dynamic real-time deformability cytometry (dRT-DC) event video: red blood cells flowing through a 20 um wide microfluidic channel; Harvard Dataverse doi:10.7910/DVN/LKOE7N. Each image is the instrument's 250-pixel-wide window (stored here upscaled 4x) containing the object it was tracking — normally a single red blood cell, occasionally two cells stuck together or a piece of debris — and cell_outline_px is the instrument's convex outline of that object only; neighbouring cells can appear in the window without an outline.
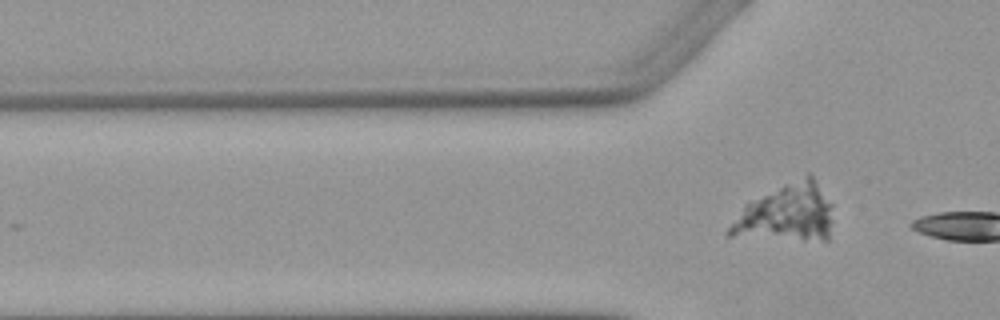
{"species": "Egyptian fruit bat (a non-hibernating species)", "species_latin": "Rousettus aegyptiacus", "temperature_condition": "warm", "stored_images_in_passage": 3, "camera_frame_rate_fps": 3000, "um_per_image_px": 0.085, "animal": {"sex": "female"}, "frame": {"image": 1, "passage_image": 3, "time_ms": 2.333, "image_size_px": [1000, 320], "cell_outline_px": [[832, 220], [828, 240], [804, 240], [728, 236], [724, 232], [744, 204], [808, 172], [812, 176], [832, 204]], "centroid_in_image_um": [66.84, 18.13], "position_along_channel_um": 59.0, "area_um2": 34.8}}